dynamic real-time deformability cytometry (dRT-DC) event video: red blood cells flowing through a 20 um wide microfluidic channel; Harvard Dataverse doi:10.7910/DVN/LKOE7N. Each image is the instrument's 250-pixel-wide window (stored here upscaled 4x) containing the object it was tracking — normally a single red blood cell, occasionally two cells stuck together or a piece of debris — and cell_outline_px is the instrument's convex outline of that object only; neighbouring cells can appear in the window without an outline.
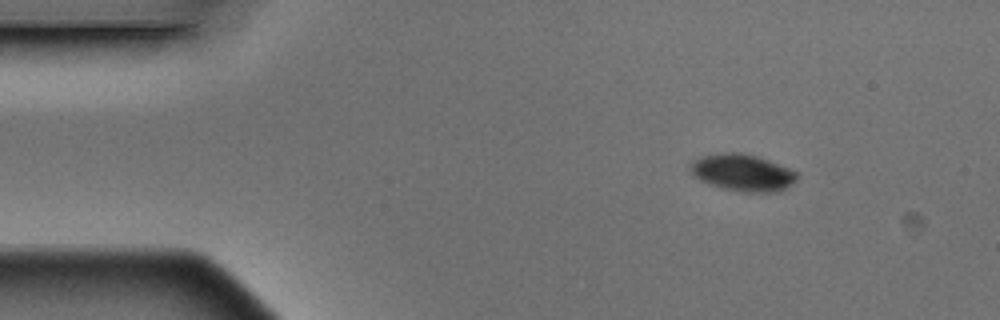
{"species": "Egyptian fruit bat (a non-hibernating species)", "species_latin": "Rousettus aegyptiacus", "temperature_condition": "warm", "stored_images_in_passage": 4, "camera_frame_rate_fps": 3000, "um_per_image_px": 0.085, "animal": {"sex": "male"}, "frame": {"image": 1, "passage_image": 1, "time_ms": 0.0, "image_size_px": [1000, 320], "cell_outline_px": [[800, 176], [788, 188], [780, 192], [740, 192], [720, 188], [708, 184], [692, 176], [688, 168], [688, 164], [692, 160], [700, 156], [724, 152], [740, 152], [756, 156], [768, 160], [800, 172]], "centroid_in_image_um": [63.1, 14.68], "position_along_channel_um": 21.9, "area_um2": 23.64}}
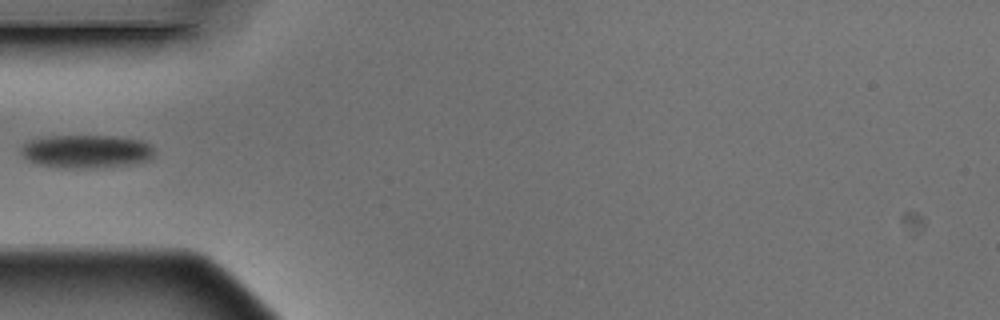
{"frame": {"image": 2, "passage_image": 4, "time_ms": 1.0, "image_size_px": [1000, 320], "cell_outline_px": [[152, 156], [148, 160], [128, 164], [80, 168], [68, 168], [40, 164], [28, 160], [24, 156], [24, 144], [28, 140], [52, 136], [112, 136], [140, 140], [148, 144], [152, 148]], "centroid_in_image_um": [7.33, 12.85], "position_along_channel_um": 77.7, "area_um2": 24.97}}